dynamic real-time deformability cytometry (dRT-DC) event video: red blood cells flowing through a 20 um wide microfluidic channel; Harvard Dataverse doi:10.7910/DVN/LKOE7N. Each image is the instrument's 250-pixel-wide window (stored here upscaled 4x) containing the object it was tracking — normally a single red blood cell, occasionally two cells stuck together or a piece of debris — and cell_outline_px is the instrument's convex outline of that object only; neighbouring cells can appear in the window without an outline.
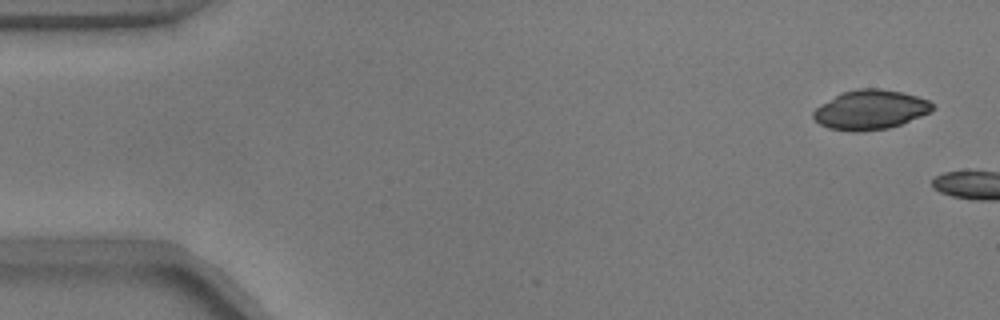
{"species": "common noctule bat (a hibernating species)", "species_latin": "Nyctalus noctula", "temperature_condition": "warm", "stored_images_in_passage": 6, "camera_frame_rate_fps": 3000, "um_per_image_px": 0.085, "animal": {"sex": "male", "body_mass_g": 17.9}, "frame": {"image": 1, "passage_image": 3, "time_ms": 0.667, "image_size_px": [1000, 320], "cell_outline_px": [[936, 108], [932, 112], [900, 124], [888, 128], [856, 132], [828, 128], [820, 124], [812, 116], [812, 112], [820, 104], [840, 92], [856, 88], [880, 88], [900, 92], [916, 96], [928, 100], [936, 104]], "centroid_in_image_um": [73.98, 9.32], "position_along_channel_um": 11.0, "area_um2": 27.63}}